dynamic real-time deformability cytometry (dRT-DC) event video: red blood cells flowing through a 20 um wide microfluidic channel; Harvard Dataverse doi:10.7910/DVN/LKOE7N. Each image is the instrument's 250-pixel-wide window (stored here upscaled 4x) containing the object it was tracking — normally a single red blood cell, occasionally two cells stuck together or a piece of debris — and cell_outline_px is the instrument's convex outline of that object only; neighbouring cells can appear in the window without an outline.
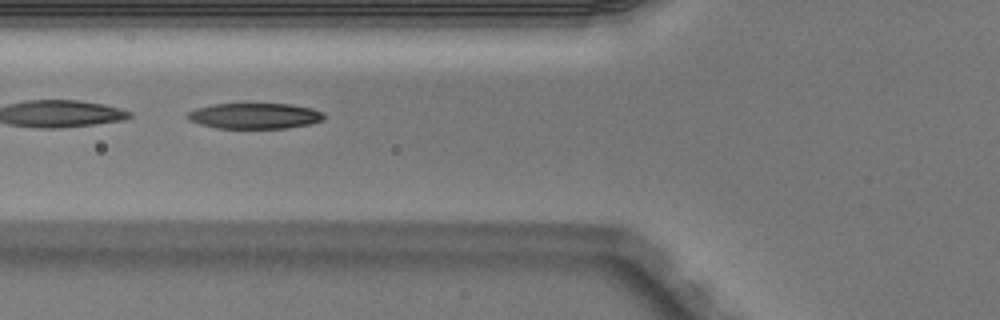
{"species": "Egyptian fruit bat (a non-hibernating species)", "species_latin": "Rousettus aegyptiacus", "temperature_condition": "warm", "stored_images_in_passage": 7, "camera_frame_rate_fps": 3000, "um_per_image_px": 0.085, "animal": {"sex": "male"}, "frame": {"image": 1, "passage_image": 6, "time_ms": 1.667, "image_size_px": [1000, 320], "cell_outline_px": [[328, 116], [324, 120], [308, 124], [288, 128], [216, 128], [200, 124], [188, 120], [184, 116], [188, 112], [196, 108], [212, 104], [292, 104], [312, 108], [324, 112]], "centroid_in_image_um": [21.67, 9.85], "position_along_channel_um": 104.1, "area_um2": 20.69}}
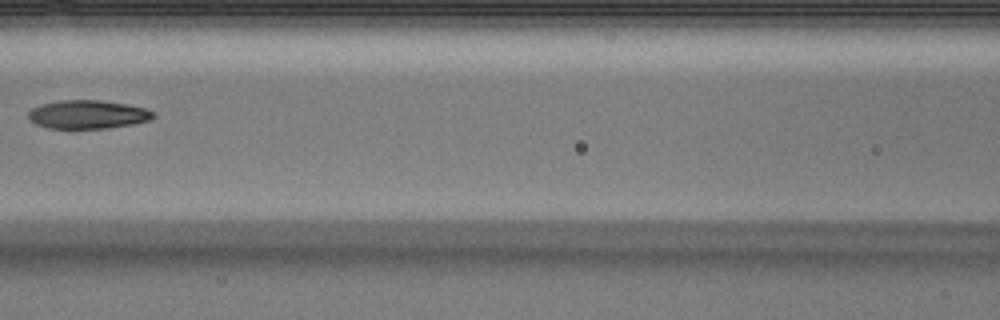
{"frame": {"image": 2, "passage_image": 7, "time_ms": 2.0, "image_size_px": [1000, 320], "cell_outline_px": [[156, 116], [152, 120], [132, 124], [108, 128], [48, 128], [36, 124], [28, 120], [28, 112], [32, 108], [40, 104], [60, 100], [100, 100], [128, 104], [144, 108], [156, 112]], "centroid_in_image_um": [7.47, 9.72], "position_along_channel_um": 159.1, "area_um2": 20.98}}